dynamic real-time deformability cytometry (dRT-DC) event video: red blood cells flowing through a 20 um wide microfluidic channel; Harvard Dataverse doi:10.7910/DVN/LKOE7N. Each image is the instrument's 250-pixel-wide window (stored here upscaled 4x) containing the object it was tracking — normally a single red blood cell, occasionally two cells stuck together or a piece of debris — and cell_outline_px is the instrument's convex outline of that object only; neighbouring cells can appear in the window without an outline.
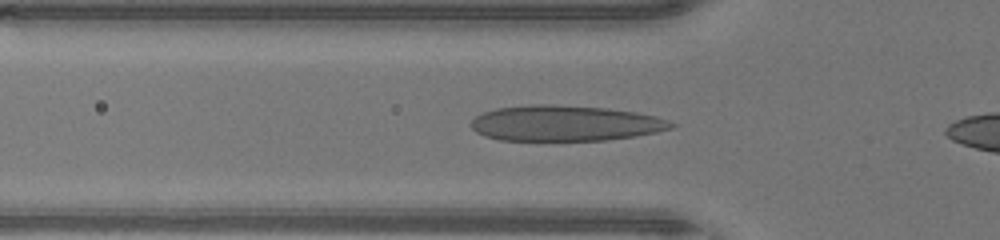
{"species": "human", "species_latin": "Homo sapiens", "temperature_condition": "warm", "stored_images_in_passage": 28, "camera_frame_rate_fps": 3000, "um_per_image_px": 0.085, "donor": {"sex": "male"}, "frame": {"image": 1, "passage_image": 5, "time_ms": 1.333, "image_size_px": [1000, 240], "cell_outline_px": [[676, 124], [672, 128], [656, 132], [636, 136], [604, 140], [500, 140], [484, 136], [476, 132], [468, 124], [476, 116], [484, 112], [496, 108], [532, 104], [552, 104], [608, 108], [636, 112], [656, 116], [668, 120]], "centroid_in_image_um": [48.02, 10.47], "position_along_channel_um": 77.8, "area_um2": 41.67}}
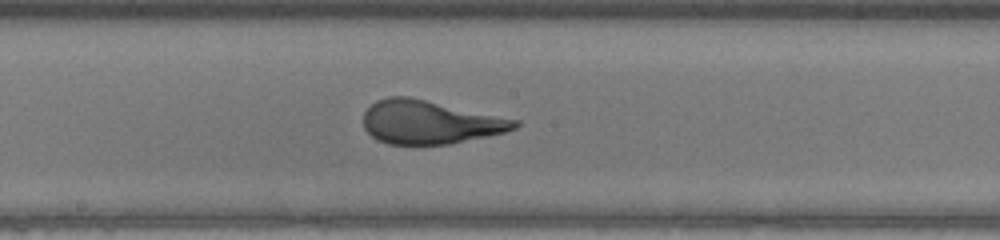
{"frame": {"image": 2, "passage_image": 14, "time_ms": 4.333, "image_size_px": [1000, 240], "cell_outline_px": [[520, 124], [516, 128], [504, 132], [488, 136], [448, 144], [388, 144], [376, 140], [364, 128], [364, 112], [376, 100], [388, 96], [408, 96], [520, 120]], "centroid_in_image_um": [36.53, 10.38], "position_along_channel_um": 211.7, "area_um2": 38.26}}
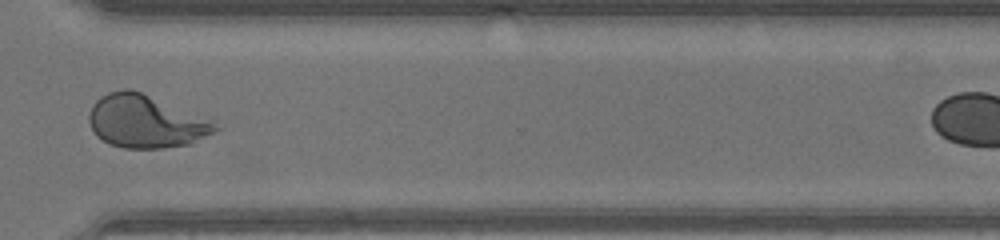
{"frame": {"image": 3, "passage_image": 24, "time_ms": 7.667, "image_size_px": [1000, 240], "cell_outline_px": [[224, 128], [192, 144], [164, 148], [124, 148], [108, 144], [96, 136], [88, 120], [88, 112], [92, 104], [100, 96], [108, 92], [124, 88], [128, 88], [140, 92], [224, 124]], "centroid_in_image_um": [12.44, 10.34], "position_along_channel_um": 358.2, "area_um2": 39.54}}